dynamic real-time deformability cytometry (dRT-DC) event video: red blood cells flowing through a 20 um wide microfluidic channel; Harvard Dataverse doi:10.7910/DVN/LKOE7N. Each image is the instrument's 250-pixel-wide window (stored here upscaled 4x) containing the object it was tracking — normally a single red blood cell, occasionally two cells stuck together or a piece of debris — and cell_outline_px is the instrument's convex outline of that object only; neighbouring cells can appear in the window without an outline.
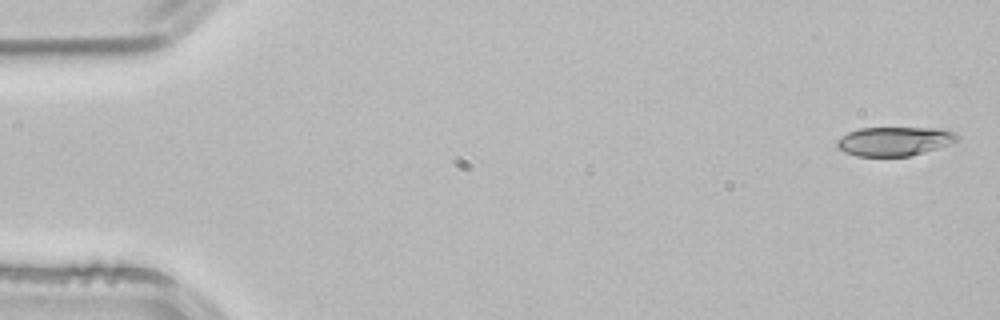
{"species": "common noctule bat (a hibernating species)", "species_latin": "Nyctalus noctula", "temperature_condition": "room temperature", "stored_images_in_passage": 3, "camera_frame_rate_fps": 3000, "um_per_image_px": 0.085, "animal": {"sex": "male", "body_mass_g": 21.5, "forearm_length_mm": 52.0}, "frame": {"image": 1, "passage_image": 1, "time_ms": 0.0, "image_size_px": [1000, 320], "cell_outline_px": [[956, 140], [948, 144], [936, 148], [908, 156], [856, 156], [844, 152], [836, 148], [836, 140], [840, 136], [848, 132], [860, 128], [948, 128], [956, 132]], "centroid_in_image_um": [75.97, 11.99], "position_along_channel_um": 9.0, "area_um2": 20.35}}
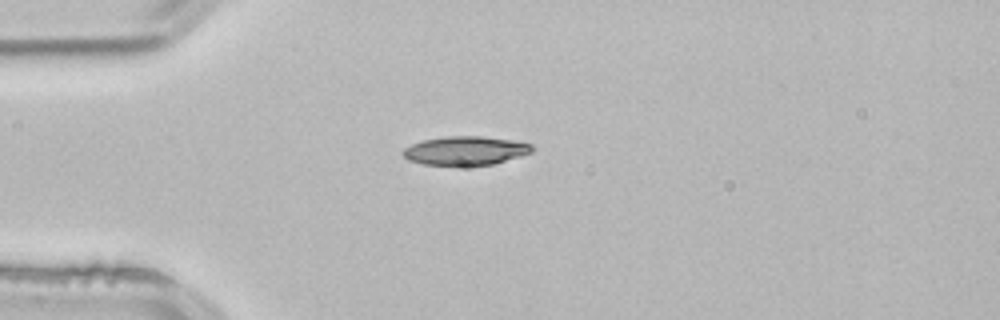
{"frame": {"image": 2, "passage_image": 3, "time_ms": 0.667, "image_size_px": [1000, 320], "cell_outline_px": [[532, 152], [520, 156], [492, 164], [452, 168], [424, 164], [408, 160], [400, 152], [404, 148], [412, 144], [424, 140], [448, 136], [480, 136], [516, 140], [532, 144]], "centroid_in_image_um": [39.53, 12.84], "position_along_channel_um": 45.5, "area_um2": 22.25}}